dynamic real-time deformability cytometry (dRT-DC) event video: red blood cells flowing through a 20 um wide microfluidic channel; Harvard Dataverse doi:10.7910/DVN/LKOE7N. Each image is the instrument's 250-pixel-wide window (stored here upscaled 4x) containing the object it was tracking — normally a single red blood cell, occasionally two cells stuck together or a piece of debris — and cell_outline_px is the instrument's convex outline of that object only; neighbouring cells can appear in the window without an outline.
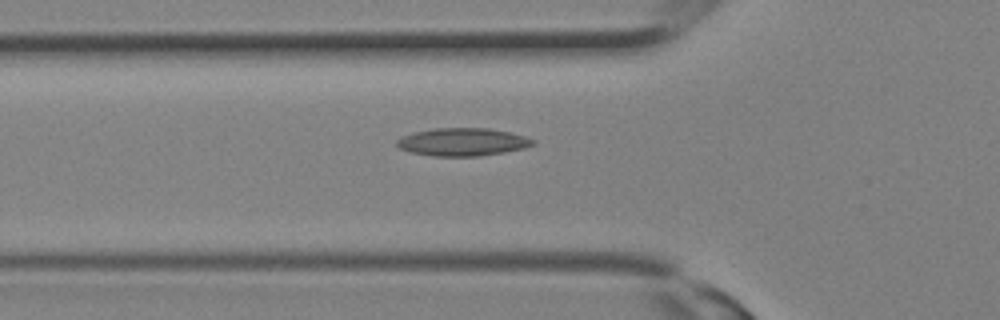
{"species": "Egyptian fruit bat (a non-hibernating species)", "species_latin": "Rousettus aegyptiacus", "temperature_condition": "room temperature", "stored_images_in_passage": 22, "camera_frame_rate_fps": 3000, "um_per_image_px": 0.085, "animal": {"sex": "female"}, "frame": {"image": 1, "passage_image": 5, "time_ms": 1.333, "image_size_px": [1000, 320], "cell_outline_px": [[536, 144], [524, 148], [504, 152], [480, 156], [432, 156], [408, 152], [400, 148], [396, 144], [396, 140], [400, 136], [412, 132], [432, 128], [488, 128], [508, 132], [524, 136], [536, 140]], "centroid_in_image_um": [39.28, 12.06], "position_along_channel_um": 86.5, "area_um2": 22.31}}
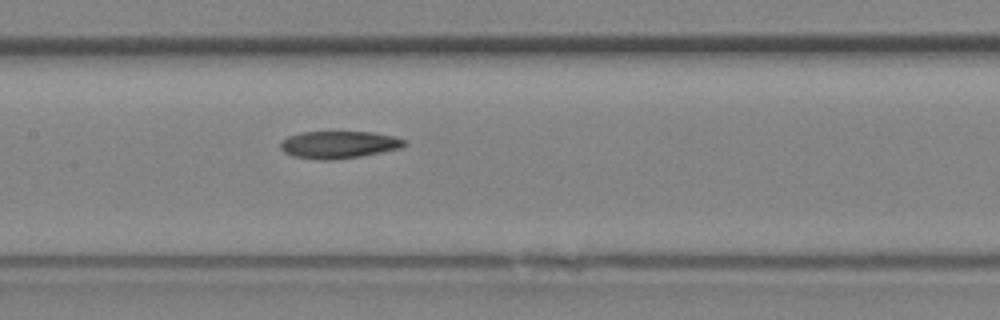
{"frame": {"image": 2, "passage_image": 9, "time_ms": 2.667, "image_size_px": [1000, 320], "cell_outline_px": [[408, 144], [400, 148], [360, 156], [332, 160], [320, 160], [292, 156], [284, 152], [280, 148], [280, 140], [288, 136], [300, 132], [372, 132], [392, 136], [404, 140]], "centroid_in_image_um": [28.74, 12.29], "position_along_channel_um": 178.7, "area_um2": 19.71}}
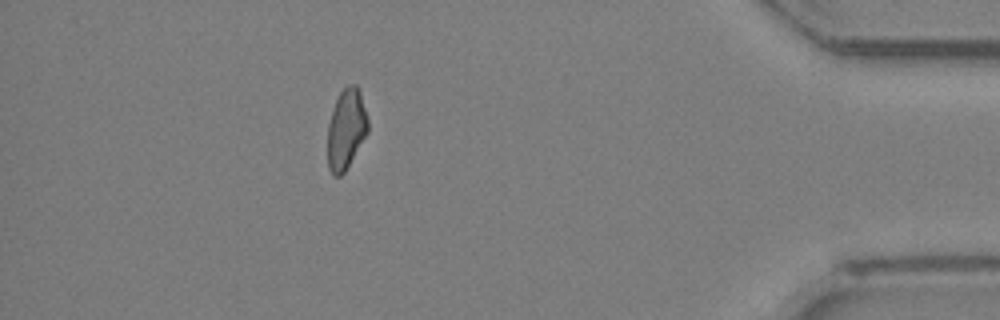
{"frame": {"image": 3, "passage_image": 21, "time_ms": 6.667, "image_size_px": [1000, 320], "cell_outline_px": [[368, 132], [344, 172], [340, 176], [332, 176], [328, 168], [328, 124], [332, 108], [340, 92], [348, 84], [356, 84], [360, 92], [368, 116]], "centroid_in_image_um": [29.42, 10.96], "position_along_channel_um": 405.8, "area_um2": 18.9}}